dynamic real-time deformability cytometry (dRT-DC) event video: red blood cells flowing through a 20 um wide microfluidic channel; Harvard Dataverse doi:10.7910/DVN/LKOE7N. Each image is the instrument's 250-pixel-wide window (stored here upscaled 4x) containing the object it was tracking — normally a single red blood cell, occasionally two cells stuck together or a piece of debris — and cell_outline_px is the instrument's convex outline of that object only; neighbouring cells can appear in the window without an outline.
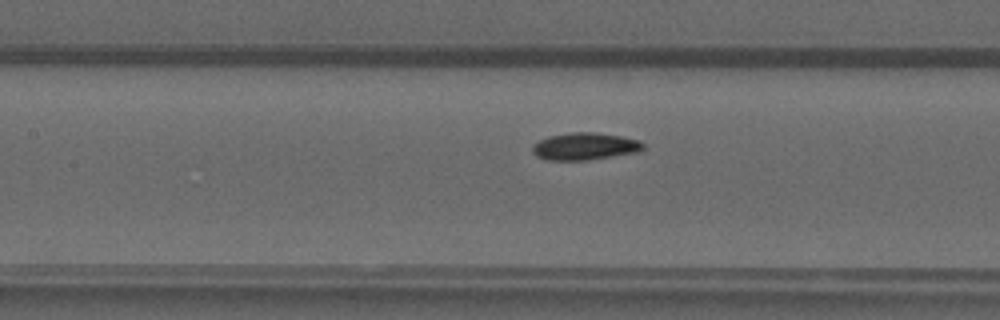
{"species": "common noctule bat (a hibernating species)", "species_latin": "Nyctalus noctula", "temperature_condition": "warm", "stored_images_in_passage": 48, "camera_frame_rate_fps": 3000, "um_per_image_px": 0.085, "animal": {"sex": "male", "forearm_length_mm": 52.5}, "frame": {"image": 1, "passage_image": 23, "time_ms": 7.333, "image_size_px": [1000, 320], "cell_outline_px": [[644, 148], [640, 152], [588, 160], [548, 160], [536, 156], [532, 152], [532, 144], [548, 136], [568, 132], [596, 132], [620, 136], [640, 140], [644, 144]], "centroid_in_image_um": [49.71, 12.44], "position_along_channel_um": 157.7, "area_um2": 17.8}}
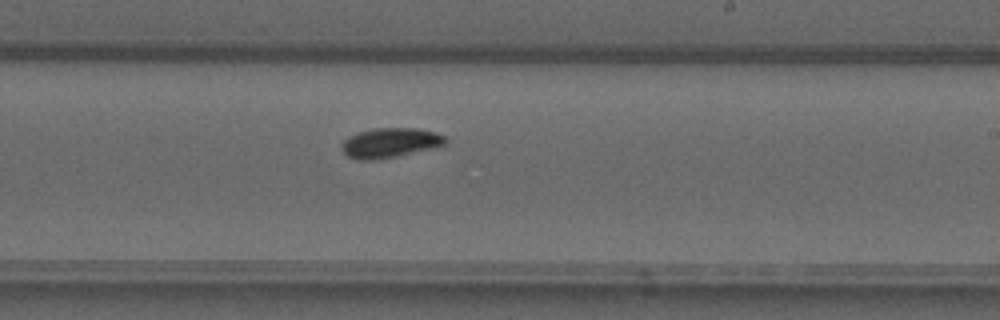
{"frame": {"image": 2, "passage_image": 30, "time_ms": 9.667, "image_size_px": [1000, 320], "cell_outline_px": [[448, 144], [432, 148], [396, 156], [372, 160], [360, 160], [348, 156], [340, 148], [340, 144], [348, 136], [356, 132], [376, 128], [416, 128], [436, 132], [444, 136], [448, 140]], "centroid_in_image_um": [33.15, 12.12], "position_along_channel_um": 255.9, "area_um2": 18.03}}
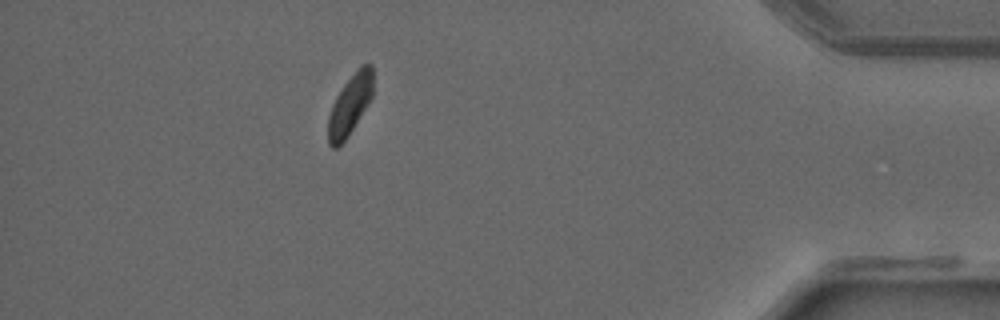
{"frame": {"image": 3, "passage_image": 44, "time_ms": 14.333, "image_size_px": [1000, 320], "cell_outline_px": [[372, 96], [348, 136], [336, 148], [332, 148], [328, 144], [328, 116], [332, 104], [336, 96], [344, 84], [360, 64], [372, 64]], "centroid_in_image_um": [29.72, 8.9], "position_along_channel_um": 405.5, "area_um2": 15.55}}